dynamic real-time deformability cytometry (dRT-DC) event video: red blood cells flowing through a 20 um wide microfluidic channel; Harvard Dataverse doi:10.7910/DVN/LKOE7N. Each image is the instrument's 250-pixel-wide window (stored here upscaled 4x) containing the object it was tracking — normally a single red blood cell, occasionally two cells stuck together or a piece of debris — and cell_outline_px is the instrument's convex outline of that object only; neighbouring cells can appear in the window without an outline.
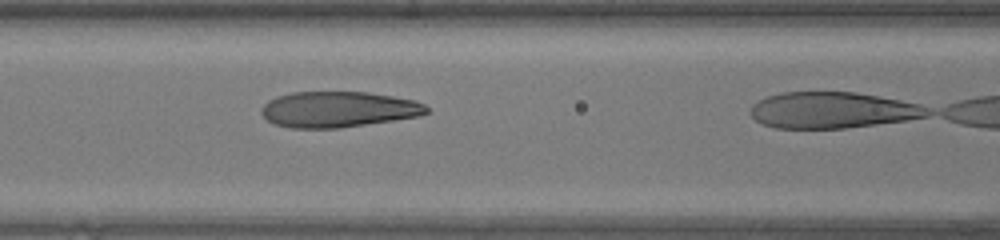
{"species": "human", "species_latin": "Homo sapiens", "temperature_condition": "warm", "stored_images_in_passage": 20, "camera_frame_rate_fps": 3000, "um_per_image_px": 0.085, "donor": {"sex": "female"}, "frame": {"image": 1, "passage_image": 17, "time_ms": 5.333, "image_size_px": [1000, 240], "cell_outline_px": [[428, 112], [416, 116], [392, 120], [340, 128], [292, 128], [276, 124], [268, 120], [260, 112], [264, 104], [268, 100], [276, 96], [292, 92], [368, 92], [392, 96], [412, 100], [424, 104], [428, 108]], "centroid_in_image_um": [28.71, 9.29], "position_along_channel_um": 137.9, "area_um2": 34.16}}